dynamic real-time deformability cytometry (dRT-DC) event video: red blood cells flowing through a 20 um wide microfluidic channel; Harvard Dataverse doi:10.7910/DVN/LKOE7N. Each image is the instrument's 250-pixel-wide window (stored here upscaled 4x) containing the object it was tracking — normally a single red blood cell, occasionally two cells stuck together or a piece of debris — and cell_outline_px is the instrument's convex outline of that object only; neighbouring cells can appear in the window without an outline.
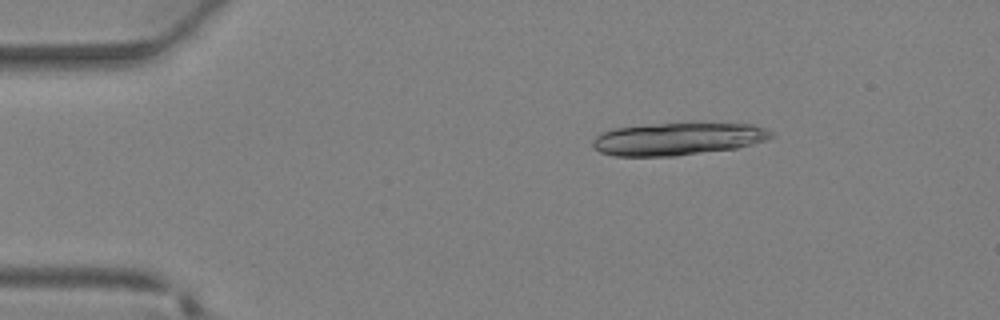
{"species": "Egyptian fruit bat (a non-hibernating species)", "species_latin": "Rousettus aegyptiacus", "temperature_condition": "warm", "stored_images_in_passage": 7, "camera_frame_rate_fps": 3000, "um_per_image_px": 0.085, "animal": {"sex": "female"}, "frame": {"image": 1, "passage_image": 1, "time_ms": 0.0, "image_size_px": [1000, 320], "cell_outline_px": [[772, 136], [768, 140], [736, 148], [676, 156], [612, 156], [600, 152], [592, 148], [592, 140], [600, 132], [612, 128], [700, 120], [752, 124], [764, 128], [772, 132]], "centroid_in_image_um": [57.63, 11.77], "position_along_channel_um": 27.4, "area_um2": 35.08}}